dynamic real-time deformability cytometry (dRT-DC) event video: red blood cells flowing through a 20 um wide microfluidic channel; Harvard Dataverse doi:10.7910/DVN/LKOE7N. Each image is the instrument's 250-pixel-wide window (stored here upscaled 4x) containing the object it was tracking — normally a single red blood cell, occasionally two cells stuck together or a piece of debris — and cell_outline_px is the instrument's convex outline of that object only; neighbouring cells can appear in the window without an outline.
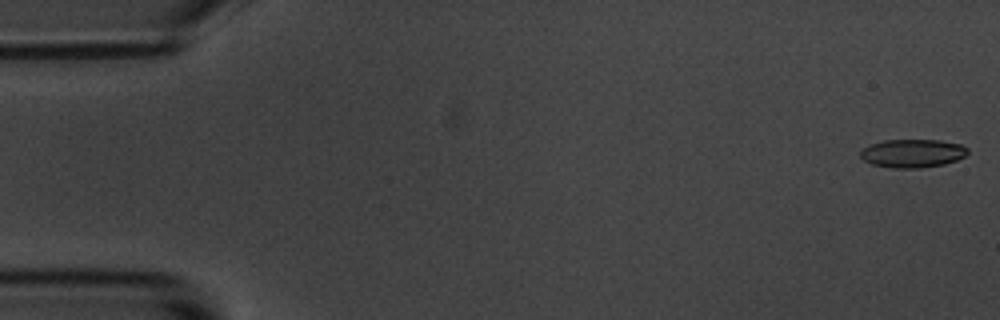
{"species": "common noctule bat (a hibernating species)", "species_latin": "Nyctalus noctula", "temperature_condition": "room temperature", "stored_images_in_passage": 55, "camera_frame_rate_fps": 3000, "um_per_image_px": 0.085, "animal": {"sex": "male", "body_mass_g": 20.1, "forearm_length_mm": 53.5}, "frame": {"image": 1, "passage_image": 1, "time_ms": 0.0, "image_size_px": [1000, 320], "cell_outline_px": [[968, 152], [964, 156], [956, 160], [944, 164], [920, 168], [892, 168], [872, 164], [864, 160], [860, 156], [860, 152], [868, 144], [884, 140], [940, 140], [960, 144], [968, 148]], "centroid_in_image_um": [77.55, 13.03], "position_along_channel_um": 7.4, "area_um2": 17.74}}
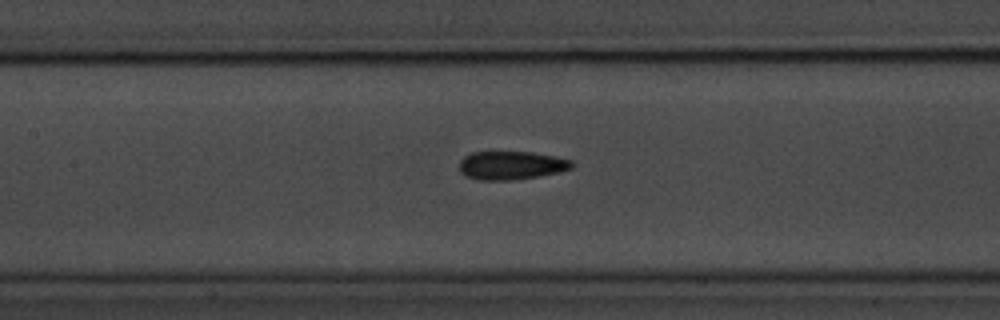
{"frame": {"image": 2, "passage_image": 25, "time_ms": 8.0, "image_size_px": [1000, 320], "cell_outline_px": [[572, 168], [560, 172], [512, 180], [480, 180], [464, 176], [460, 172], [460, 160], [464, 156], [472, 152], [532, 152], [572, 160]], "centroid_in_image_um": [43.42, 14.06], "position_along_channel_um": 164.0, "area_um2": 18.55}}
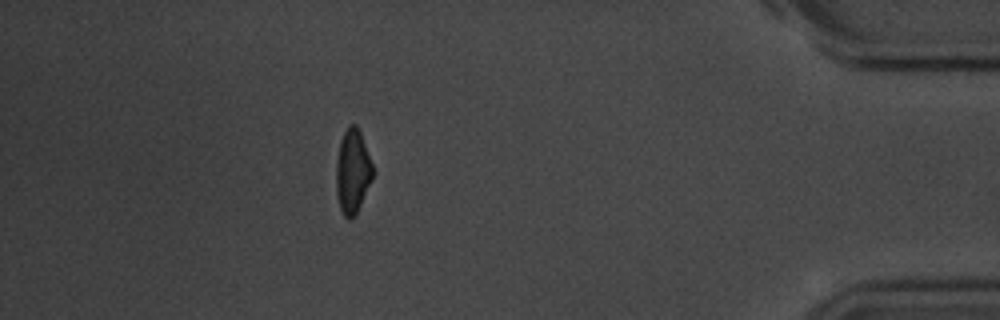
{"frame": {"image": 3, "passage_image": 49, "time_ms": 16.0, "image_size_px": [1000, 320], "cell_outline_px": [[372, 180], [356, 212], [348, 220], [344, 216], [340, 208], [336, 196], [336, 160], [340, 140], [348, 124], [356, 124], [360, 132], [372, 164]], "centroid_in_image_um": [29.94, 14.54], "position_along_channel_um": 405.3, "area_um2": 17.74}, "authors_computed_cell_mechanics": {"area_um2": 18.496, "velocity_mm_per_s": 3.6268, "shape_relaxation_time_tau1_ms": 5.0693, "shape_relaxation_time_tau2_ms": 3.5828, "deformation_change_tau1": 0.1319, "deformation_change_tau2": 0.1082}}